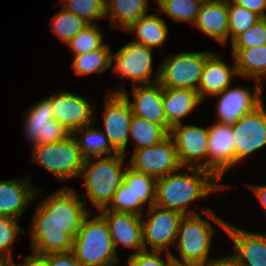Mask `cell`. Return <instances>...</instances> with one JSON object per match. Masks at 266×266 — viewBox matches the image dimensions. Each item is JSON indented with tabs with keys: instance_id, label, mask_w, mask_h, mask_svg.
Wrapping results in <instances>:
<instances>
[{
	"instance_id": "6da1fadb",
	"label": "cell",
	"mask_w": 266,
	"mask_h": 266,
	"mask_svg": "<svg viewBox=\"0 0 266 266\" xmlns=\"http://www.w3.org/2000/svg\"><path fill=\"white\" fill-rule=\"evenodd\" d=\"M188 171L185 172L186 174L170 173L156 180V206L179 211L184 216L195 215L198 214L195 210L187 212L192 201L226 187L219 184V179L208 170L188 168Z\"/></svg>"
},
{
	"instance_id": "7a4b0ae2",
	"label": "cell",
	"mask_w": 266,
	"mask_h": 266,
	"mask_svg": "<svg viewBox=\"0 0 266 266\" xmlns=\"http://www.w3.org/2000/svg\"><path fill=\"white\" fill-rule=\"evenodd\" d=\"M84 218L73 238L72 252L81 266H116L119 258L104 218L99 214Z\"/></svg>"
},
{
	"instance_id": "3957f363",
	"label": "cell",
	"mask_w": 266,
	"mask_h": 266,
	"mask_svg": "<svg viewBox=\"0 0 266 266\" xmlns=\"http://www.w3.org/2000/svg\"><path fill=\"white\" fill-rule=\"evenodd\" d=\"M124 156L123 153H117L108 157H98L95 162H91L94 158L84 160L80 174L84 176L83 187L87 190L83 196L84 201H86L85 196H88L98 210L109 205L115 191L123 182Z\"/></svg>"
},
{
	"instance_id": "277c9868",
	"label": "cell",
	"mask_w": 266,
	"mask_h": 266,
	"mask_svg": "<svg viewBox=\"0 0 266 266\" xmlns=\"http://www.w3.org/2000/svg\"><path fill=\"white\" fill-rule=\"evenodd\" d=\"M215 229L206 219L199 214L185 215L179 225L175 244L180 253V258H172L176 266H207L210 247Z\"/></svg>"
},
{
	"instance_id": "5b68a950",
	"label": "cell",
	"mask_w": 266,
	"mask_h": 266,
	"mask_svg": "<svg viewBox=\"0 0 266 266\" xmlns=\"http://www.w3.org/2000/svg\"><path fill=\"white\" fill-rule=\"evenodd\" d=\"M33 161L49 170L58 180L79 177L85 158L72 134L63 141L33 145Z\"/></svg>"
},
{
	"instance_id": "8992f818",
	"label": "cell",
	"mask_w": 266,
	"mask_h": 266,
	"mask_svg": "<svg viewBox=\"0 0 266 266\" xmlns=\"http://www.w3.org/2000/svg\"><path fill=\"white\" fill-rule=\"evenodd\" d=\"M212 52H180L166 58L159 68L163 88L197 91L206 59Z\"/></svg>"
},
{
	"instance_id": "52a82bcc",
	"label": "cell",
	"mask_w": 266,
	"mask_h": 266,
	"mask_svg": "<svg viewBox=\"0 0 266 266\" xmlns=\"http://www.w3.org/2000/svg\"><path fill=\"white\" fill-rule=\"evenodd\" d=\"M34 212L30 229L33 254L44 256L72 251L73 237L39 203Z\"/></svg>"
},
{
	"instance_id": "ba28073f",
	"label": "cell",
	"mask_w": 266,
	"mask_h": 266,
	"mask_svg": "<svg viewBox=\"0 0 266 266\" xmlns=\"http://www.w3.org/2000/svg\"><path fill=\"white\" fill-rule=\"evenodd\" d=\"M130 162L129 167L133 170L152 176L156 180L183 168L170 134L157 144L133 150Z\"/></svg>"
},
{
	"instance_id": "9c48e42d",
	"label": "cell",
	"mask_w": 266,
	"mask_h": 266,
	"mask_svg": "<svg viewBox=\"0 0 266 266\" xmlns=\"http://www.w3.org/2000/svg\"><path fill=\"white\" fill-rule=\"evenodd\" d=\"M148 218L143 221L142 232L144 250L151 246V250L171 253L169 245H175L181 219L184 215L176 210L164 209L156 205L148 209ZM148 244V245H147Z\"/></svg>"
},
{
	"instance_id": "30bf717a",
	"label": "cell",
	"mask_w": 266,
	"mask_h": 266,
	"mask_svg": "<svg viewBox=\"0 0 266 266\" xmlns=\"http://www.w3.org/2000/svg\"><path fill=\"white\" fill-rule=\"evenodd\" d=\"M52 218L73 238L77 235L84 218L89 214L75 189L62 187L39 203Z\"/></svg>"
},
{
	"instance_id": "8fae6325",
	"label": "cell",
	"mask_w": 266,
	"mask_h": 266,
	"mask_svg": "<svg viewBox=\"0 0 266 266\" xmlns=\"http://www.w3.org/2000/svg\"><path fill=\"white\" fill-rule=\"evenodd\" d=\"M24 130L33 145L56 143L72 133L53 119L52 102L47 97L32 106L25 117Z\"/></svg>"
},
{
	"instance_id": "7c38bea8",
	"label": "cell",
	"mask_w": 266,
	"mask_h": 266,
	"mask_svg": "<svg viewBox=\"0 0 266 266\" xmlns=\"http://www.w3.org/2000/svg\"><path fill=\"white\" fill-rule=\"evenodd\" d=\"M208 218L216 222L234 242V256L244 266H266V233H253L233 226L211 209L201 208Z\"/></svg>"
},
{
	"instance_id": "4fadbf2b",
	"label": "cell",
	"mask_w": 266,
	"mask_h": 266,
	"mask_svg": "<svg viewBox=\"0 0 266 266\" xmlns=\"http://www.w3.org/2000/svg\"><path fill=\"white\" fill-rule=\"evenodd\" d=\"M152 50L143 44L131 41L123 46L118 52L112 54V59L116 62L114 66L122 77L131 78L134 85H147L158 82L159 69L157 75L151 79L153 72Z\"/></svg>"
},
{
	"instance_id": "5bb4252c",
	"label": "cell",
	"mask_w": 266,
	"mask_h": 266,
	"mask_svg": "<svg viewBox=\"0 0 266 266\" xmlns=\"http://www.w3.org/2000/svg\"><path fill=\"white\" fill-rule=\"evenodd\" d=\"M170 136L175 142L178 159L183 168L189 164V168L208 170L209 128L179 123L171 128ZM203 158H206V162L201 163Z\"/></svg>"
},
{
	"instance_id": "9a60e30c",
	"label": "cell",
	"mask_w": 266,
	"mask_h": 266,
	"mask_svg": "<svg viewBox=\"0 0 266 266\" xmlns=\"http://www.w3.org/2000/svg\"><path fill=\"white\" fill-rule=\"evenodd\" d=\"M254 93L244 87H228L217 101V122L226 126H233L242 116L249 114L263 103L262 84L255 81Z\"/></svg>"
},
{
	"instance_id": "2e32d148",
	"label": "cell",
	"mask_w": 266,
	"mask_h": 266,
	"mask_svg": "<svg viewBox=\"0 0 266 266\" xmlns=\"http://www.w3.org/2000/svg\"><path fill=\"white\" fill-rule=\"evenodd\" d=\"M235 165L266 145V110L264 103L242 116L233 126Z\"/></svg>"
},
{
	"instance_id": "e0dca14e",
	"label": "cell",
	"mask_w": 266,
	"mask_h": 266,
	"mask_svg": "<svg viewBox=\"0 0 266 266\" xmlns=\"http://www.w3.org/2000/svg\"><path fill=\"white\" fill-rule=\"evenodd\" d=\"M103 113L104 134L112 147L125 155L129 139L130 122L133 116L127 99L121 93L106 95Z\"/></svg>"
},
{
	"instance_id": "ac0fdd59",
	"label": "cell",
	"mask_w": 266,
	"mask_h": 266,
	"mask_svg": "<svg viewBox=\"0 0 266 266\" xmlns=\"http://www.w3.org/2000/svg\"><path fill=\"white\" fill-rule=\"evenodd\" d=\"M49 99L52 102L53 119L71 133L87 125L92 127L95 108L88 98L61 91L49 96Z\"/></svg>"
},
{
	"instance_id": "d6986e66",
	"label": "cell",
	"mask_w": 266,
	"mask_h": 266,
	"mask_svg": "<svg viewBox=\"0 0 266 266\" xmlns=\"http://www.w3.org/2000/svg\"><path fill=\"white\" fill-rule=\"evenodd\" d=\"M114 93H121L127 99L133 115L161 125L170 133L172 127L167 123L163 110V87L159 82L147 85H133V103H130L129 95L126 91L114 90Z\"/></svg>"
},
{
	"instance_id": "ffe728a7",
	"label": "cell",
	"mask_w": 266,
	"mask_h": 266,
	"mask_svg": "<svg viewBox=\"0 0 266 266\" xmlns=\"http://www.w3.org/2000/svg\"><path fill=\"white\" fill-rule=\"evenodd\" d=\"M208 128V171L221 180L226 171L235 166L233 130L217 121Z\"/></svg>"
},
{
	"instance_id": "44dd1931",
	"label": "cell",
	"mask_w": 266,
	"mask_h": 266,
	"mask_svg": "<svg viewBox=\"0 0 266 266\" xmlns=\"http://www.w3.org/2000/svg\"><path fill=\"white\" fill-rule=\"evenodd\" d=\"M98 211L107 223L115 250L119 244L136 249L134 253L144 250L142 216L112 210Z\"/></svg>"
},
{
	"instance_id": "7402d4cb",
	"label": "cell",
	"mask_w": 266,
	"mask_h": 266,
	"mask_svg": "<svg viewBox=\"0 0 266 266\" xmlns=\"http://www.w3.org/2000/svg\"><path fill=\"white\" fill-rule=\"evenodd\" d=\"M39 190L26 178L24 180H0V216H9L19 220L29 202L39 197Z\"/></svg>"
},
{
	"instance_id": "603a6c76",
	"label": "cell",
	"mask_w": 266,
	"mask_h": 266,
	"mask_svg": "<svg viewBox=\"0 0 266 266\" xmlns=\"http://www.w3.org/2000/svg\"><path fill=\"white\" fill-rule=\"evenodd\" d=\"M194 25L225 45L229 40L228 0H204Z\"/></svg>"
},
{
	"instance_id": "cb8c5ba5",
	"label": "cell",
	"mask_w": 266,
	"mask_h": 266,
	"mask_svg": "<svg viewBox=\"0 0 266 266\" xmlns=\"http://www.w3.org/2000/svg\"><path fill=\"white\" fill-rule=\"evenodd\" d=\"M232 75H238L236 62L229 67L220 56L211 54L205 61L197 89L201 100L223 92L231 86Z\"/></svg>"
},
{
	"instance_id": "d4e9b609",
	"label": "cell",
	"mask_w": 266,
	"mask_h": 266,
	"mask_svg": "<svg viewBox=\"0 0 266 266\" xmlns=\"http://www.w3.org/2000/svg\"><path fill=\"white\" fill-rule=\"evenodd\" d=\"M199 93L191 89L163 88V110L167 123L173 127L202 103Z\"/></svg>"
},
{
	"instance_id": "484cf974",
	"label": "cell",
	"mask_w": 266,
	"mask_h": 266,
	"mask_svg": "<svg viewBox=\"0 0 266 266\" xmlns=\"http://www.w3.org/2000/svg\"><path fill=\"white\" fill-rule=\"evenodd\" d=\"M149 0H106L105 18L110 17L109 25L119 24L120 29L127 30L149 10Z\"/></svg>"
},
{
	"instance_id": "4316f807",
	"label": "cell",
	"mask_w": 266,
	"mask_h": 266,
	"mask_svg": "<svg viewBox=\"0 0 266 266\" xmlns=\"http://www.w3.org/2000/svg\"><path fill=\"white\" fill-rule=\"evenodd\" d=\"M123 182L134 194V214L142 216L143 205L149 208L155 205L156 179L145 173L133 170L131 167L125 169Z\"/></svg>"
},
{
	"instance_id": "83f0119b",
	"label": "cell",
	"mask_w": 266,
	"mask_h": 266,
	"mask_svg": "<svg viewBox=\"0 0 266 266\" xmlns=\"http://www.w3.org/2000/svg\"><path fill=\"white\" fill-rule=\"evenodd\" d=\"M126 32L136 34L134 42L143 44L148 48L161 47L167 39L168 28L165 21L155 14L143 15L132 24Z\"/></svg>"
},
{
	"instance_id": "f1b7e54d",
	"label": "cell",
	"mask_w": 266,
	"mask_h": 266,
	"mask_svg": "<svg viewBox=\"0 0 266 266\" xmlns=\"http://www.w3.org/2000/svg\"><path fill=\"white\" fill-rule=\"evenodd\" d=\"M232 55L239 76L262 84L261 77H266V44L248 49H232Z\"/></svg>"
},
{
	"instance_id": "f546056e",
	"label": "cell",
	"mask_w": 266,
	"mask_h": 266,
	"mask_svg": "<svg viewBox=\"0 0 266 266\" xmlns=\"http://www.w3.org/2000/svg\"><path fill=\"white\" fill-rule=\"evenodd\" d=\"M72 134L75 136L81 155L85 159L98 158L105 154L108 157L112 156V153L114 155L118 153L112 147L102 129L91 128L90 125H87L76 129ZM79 134L84 136L79 138Z\"/></svg>"
},
{
	"instance_id": "4dcf8cb0",
	"label": "cell",
	"mask_w": 266,
	"mask_h": 266,
	"mask_svg": "<svg viewBox=\"0 0 266 266\" xmlns=\"http://www.w3.org/2000/svg\"><path fill=\"white\" fill-rule=\"evenodd\" d=\"M169 134L170 133L161 125L135 115L132 116L129 137L132 136L136 141L133 150L157 144L163 141Z\"/></svg>"
},
{
	"instance_id": "1f68e13d",
	"label": "cell",
	"mask_w": 266,
	"mask_h": 266,
	"mask_svg": "<svg viewBox=\"0 0 266 266\" xmlns=\"http://www.w3.org/2000/svg\"><path fill=\"white\" fill-rule=\"evenodd\" d=\"M113 59L108 44L94 51L75 55L72 63L77 75H89L91 73H103L112 66Z\"/></svg>"
},
{
	"instance_id": "d6a6232c",
	"label": "cell",
	"mask_w": 266,
	"mask_h": 266,
	"mask_svg": "<svg viewBox=\"0 0 266 266\" xmlns=\"http://www.w3.org/2000/svg\"><path fill=\"white\" fill-rule=\"evenodd\" d=\"M204 0H157L159 8L176 22L195 24Z\"/></svg>"
},
{
	"instance_id": "836d02e7",
	"label": "cell",
	"mask_w": 266,
	"mask_h": 266,
	"mask_svg": "<svg viewBox=\"0 0 266 266\" xmlns=\"http://www.w3.org/2000/svg\"><path fill=\"white\" fill-rule=\"evenodd\" d=\"M51 30L65 44L74 38L88 23L70 11L61 9L52 19Z\"/></svg>"
},
{
	"instance_id": "e575fe53",
	"label": "cell",
	"mask_w": 266,
	"mask_h": 266,
	"mask_svg": "<svg viewBox=\"0 0 266 266\" xmlns=\"http://www.w3.org/2000/svg\"><path fill=\"white\" fill-rule=\"evenodd\" d=\"M60 4L88 24H92L93 20L105 19L106 0H61Z\"/></svg>"
},
{
	"instance_id": "d590c367",
	"label": "cell",
	"mask_w": 266,
	"mask_h": 266,
	"mask_svg": "<svg viewBox=\"0 0 266 266\" xmlns=\"http://www.w3.org/2000/svg\"><path fill=\"white\" fill-rule=\"evenodd\" d=\"M261 17L248 9L228 0V25L231 42L256 24Z\"/></svg>"
},
{
	"instance_id": "8d00e7d4",
	"label": "cell",
	"mask_w": 266,
	"mask_h": 266,
	"mask_svg": "<svg viewBox=\"0 0 266 266\" xmlns=\"http://www.w3.org/2000/svg\"><path fill=\"white\" fill-rule=\"evenodd\" d=\"M74 55H80L102 48L103 33L95 24H88L74 38L66 43Z\"/></svg>"
},
{
	"instance_id": "74e56055",
	"label": "cell",
	"mask_w": 266,
	"mask_h": 266,
	"mask_svg": "<svg viewBox=\"0 0 266 266\" xmlns=\"http://www.w3.org/2000/svg\"><path fill=\"white\" fill-rule=\"evenodd\" d=\"M18 221L9 216H0V259L5 263H13L10 246L18 233L26 232L18 225Z\"/></svg>"
},
{
	"instance_id": "f35d334b",
	"label": "cell",
	"mask_w": 266,
	"mask_h": 266,
	"mask_svg": "<svg viewBox=\"0 0 266 266\" xmlns=\"http://www.w3.org/2000/svg\"><path fill=\"white\" fill-rule=\"evenodd\" d=\"M232 49H248L266 44V18H261L247 31L238 35L232 42Z\"/></svg>"
},
{
	"instance_id": "ab89813d",
	"label": "cell",
	"mask_w": 266,
	"mask_h": 266,
	"mask_svg": "<svg viewBox=\"0 0 266 266\" xmlns=\"http://www.w3.org/2000/svg\"><path fill=\"white\" fill-rule=\"evenodd\" d=\"M164 251L143 250L131 254L127 259L129 266H176L171 253L167 252V262L160 257Z\"/></svg>"
},
{
	"instance_id": "60d3db41",
	"label": "cell",
	"mask_w": 266,
	"mask_h": 266,
	"mask_svg": "<svg viewBox=\"0 0 266 266\" xmlns=\"http://www.w3.org/2000/svg\"><path fill=\"white\" fill-rule=\"evenodd\" d=\"M100 210H112L115 212L134 214V194L124 182L117 188L112 201L106 208Z\"/></svg>"
},
{
	"instance_id": "b9f144b4",
	"label": "cell",
	"mask_w": 266,
	"mask_h": 266,
	"mask_svg": "<svg viewBox=\"0 0 266 266\" xmlns=\"http://www.w3.org/2000/svg\"><path fill=\"white\" fill-rule=\"evenodd\" d=\"M49 266H81L72 251L42 256Z\"/></svg>"
},
{
	"instance_id": "7bdbcfd3",
	"label": "cell",
	"mask_w": 266,
	"mask_h": 266,
	"mask_svg": "<svg viewBox=\"0 0 266 266\" xmlns=\"http://www.w3.org/2000/svg\"><path fill=\"white\" fill-rule=\"evenodd\" d=\"M235 4L248 9L259 15L261 18H266V0H231Z\"/></svg>"
},
{
	"instance_id": "ee69618b",
	"label": "cell",
	"mask_w": 266,
	"mask_h": 266,
	"mask_svg": "<svg viewBox=\"0 0 266 266\" xmlns=\"http://www.w3.org/2000/svg\"><path fill=\"white\" fill-rule=\"evenodd\" d=\"M230 256L212 259L207 266H244L234 255Z\"/></svg>"
},
{
	"instance_id": "f6af8a7d",
	"label": "cell",
	"mask_w": 266,
	"mask_h": 266,
	"mask_svg": "<svg viewBox=\"0 0 266 266\" xmlns=\"http://www.w3.org/2000/svg\"><path fill=\"white\" fill-rule=\"evenodd\" d=\"M17 266H49L48 262L39 255H31L25 257L23 264H19Z\"/></svg>"
},
{
	"instance_id": "bcb514c9",
	"label": "cell",
	"mask_w": 266,
	"mask_h": 266,
	"mask_svg": "<svg viewBox=\"0 0 266 266\" xmlns=\"http://www.w3.org/2000/svg\"><path fill=\"white\" fill-rule=\"evenodd\" d=\"M250 187L254 190V192L258 197V200L266 210V185L265 186L252 185Z\"/></svg>"
},
{
	"instance_id": "7dc6e473",
	"label": "cell",
	"mask_w": 266,
	"mask_h": 266,
	"mask_svg": "<svg viewBox=\"0 0 266 266\" xmlns=\"http://www.w3.org/2000/svg\"><path fill=\"white\" fill-rule=\"evenodd\" d=\"M4 266H17L15 263H5Z\"/></svg>"
},
{
	"instance_id": "c3c4849f",
	"label": "cell",
	"mask_w": 266,
	"mask_h": 266,
	"mask_svg": "<svg viewBox=\"0 0 266 266\" xmlns=\"http://www.w3.org/2000/svg\"><path fill=\"white\" fill-rule=\"evenodd\" d=\"M5 262L0 259V266H4Z\"/></svg>"
}]
</instances>
